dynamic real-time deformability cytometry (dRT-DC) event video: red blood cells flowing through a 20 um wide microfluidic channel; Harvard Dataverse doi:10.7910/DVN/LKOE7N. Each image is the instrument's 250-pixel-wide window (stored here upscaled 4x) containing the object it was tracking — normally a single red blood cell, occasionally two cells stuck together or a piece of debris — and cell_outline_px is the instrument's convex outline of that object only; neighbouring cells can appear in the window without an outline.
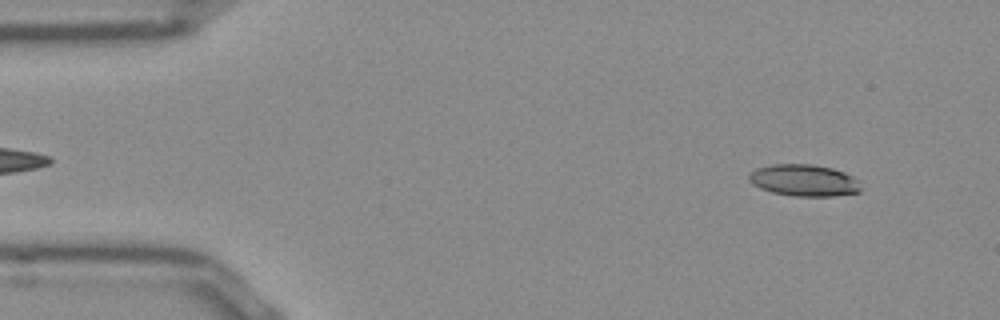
{"species": "Egyptian fruit bat (a non-hibernating species)", "species_latin": "Rousettus aegyptiacus", "temperature_condition": "room temperature", "stored_images_in_passage": 51, "camera_frame_rate_fps": 3000, "um_per_image_px": 0.085, "frame": {"image": 1, "passage_image": 4, "time_ms": 1.0, "image_size_px": [1000, 320], "cell_outline_px": [[860, 192], [832, 196], [792, 196], [772, 192], [760, 188], [752, 184], [748, 180], [748, 176], [756, 168], [772, 164], [808, 164], [832, 168], [844, 172], [860, 180]], "centroid_in_image_um": [68.34, 15.33], "position_along_channel_um": 16.7, "area_um2": 20.75}}
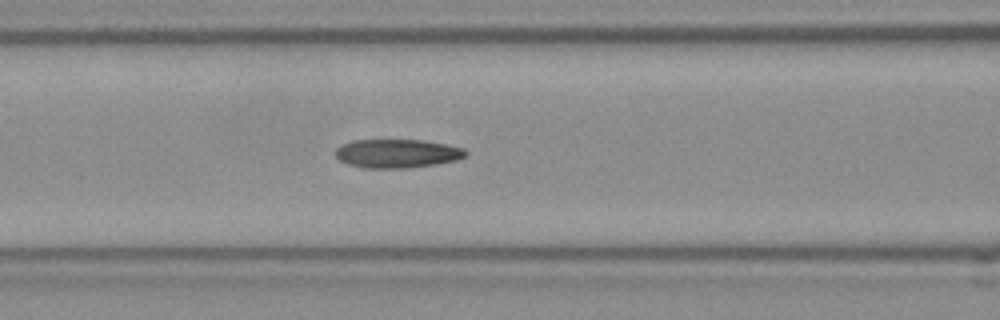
{"frame": {"image": 2, "passage_image": 20, "time_ms": 6.333, "image_size_px": [1000, 320], "cell_outline_px": [[468, 152], [464, 156], [456, 160], [436, 164], [408, 168], [364, 168], [348, 164], [340, 160], [336, 156], [336, 148], [352, 140], [420, 140], [444, 144], [464, 148]], "centroid_in_image_um": [33.75, 13.05], "position_along_channel_um": 132.9, "area_um2": 21.62}}
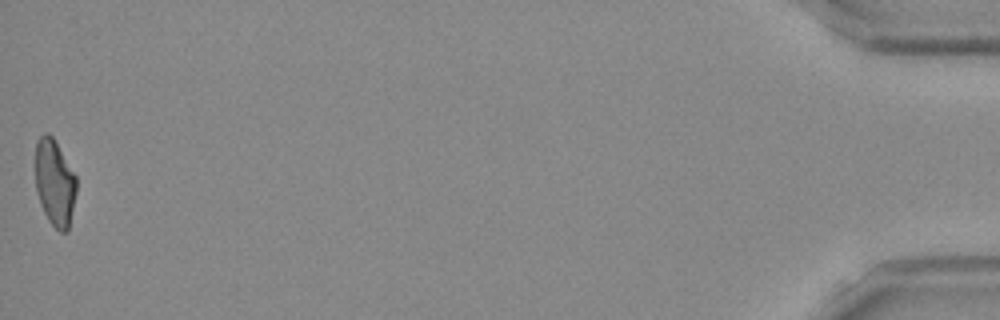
{"frame": {"image": 3, "passage_image": 51, "time_ms": 16.667, "image_size_px": [1000, 320], "cell_outline_px": [[76, 192], [68, 232], [60, 232], [48, 220], [40, 204], [36, 192], [36, 140], [44, 132], [48, 132], [52, 136], [76, 176]], "centroid_in_image_um": [4.64, 15.54], "position_along_channel_um": 430.6, "area_um2": 20.63}, "authors_computed_cell_mechanics": {"area_um2": 21.5016, "velocity_mm_per_s": 3.8858, "shape_relaxation_time_tau1_ms": 7.5037, "shape_relaxation_time_tau2_ms": 3.5471, "deformation_change_tau1": 0.1939, "deformation_change_tau2": 0.1077}}